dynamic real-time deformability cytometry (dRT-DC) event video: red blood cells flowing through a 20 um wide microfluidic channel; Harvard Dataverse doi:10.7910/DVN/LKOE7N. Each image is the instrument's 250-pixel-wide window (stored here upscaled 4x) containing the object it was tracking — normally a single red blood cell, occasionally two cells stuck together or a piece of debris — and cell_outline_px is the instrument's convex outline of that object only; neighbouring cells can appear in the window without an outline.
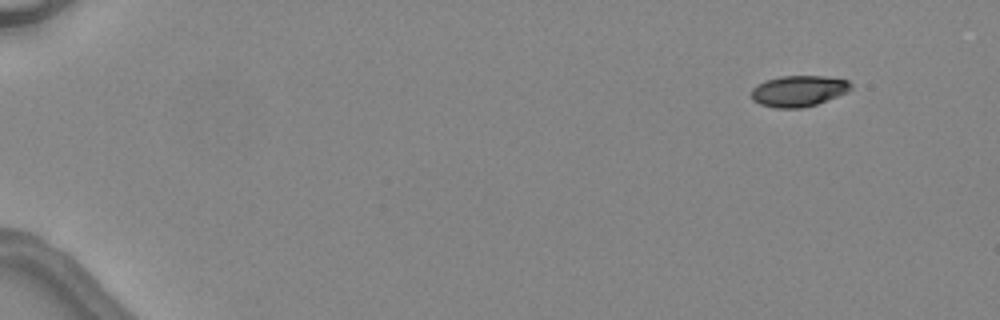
{"species": "common noctule bat (a hibernating species)", "species_latin": "Nyctalus noctula", "temperature_condition": "warm", "stored_images_in_passage": 5, "camera_frame_rate_fps": 3000, "um_per_image_px": 0.085, "animal": {"sex": "female", "body_mass_g": 24.6, "forearm_length_mm": 56.2}, "frame": {"image": 1, "passage_image": 1, "time_ms": 0.0, "image_size_px": [1000, 320], "cell_outline_px": [[852, 88], [848, 92], [816, 104], [800, 108], [776, 108], [760, 104], [752, 100], [752, 88], [756, 84], [764, 80], [780, 76], [824, 76], [848, 80], [852, 84]], "centroid_in_image_um": [67.87, 7.72], "position_along_channel_um": 17.1, "area_um2": 18.09}}
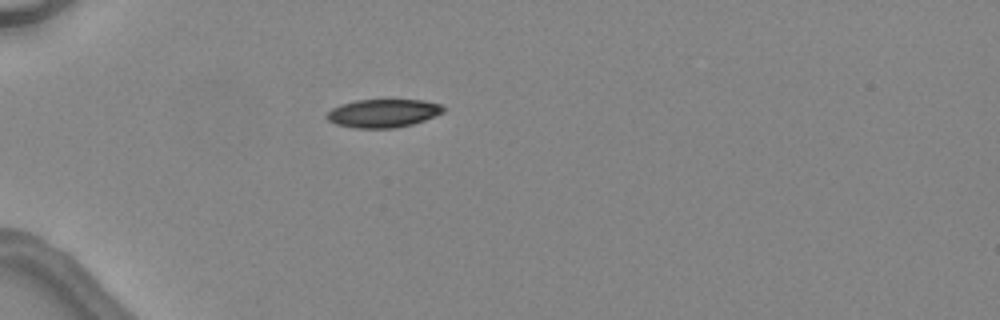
{"frame": {"image": 2, "passage_image": 4, "time_ms": 3.667, "image_size_px": [1000, 320], "cell_outline_px": [[444, 112], [436, 116], [412, 124], [396, 128], [356, 128], [336, 124], [328, 120], [324, 116], [332, 108], [340, 104], [356, 100], [424, 100], [440, 104], [444, 108]], "centroid_in_image_um": [32.56, 9.62], "position_along_channel_um": 52.4, "area_um2": 19.25}}